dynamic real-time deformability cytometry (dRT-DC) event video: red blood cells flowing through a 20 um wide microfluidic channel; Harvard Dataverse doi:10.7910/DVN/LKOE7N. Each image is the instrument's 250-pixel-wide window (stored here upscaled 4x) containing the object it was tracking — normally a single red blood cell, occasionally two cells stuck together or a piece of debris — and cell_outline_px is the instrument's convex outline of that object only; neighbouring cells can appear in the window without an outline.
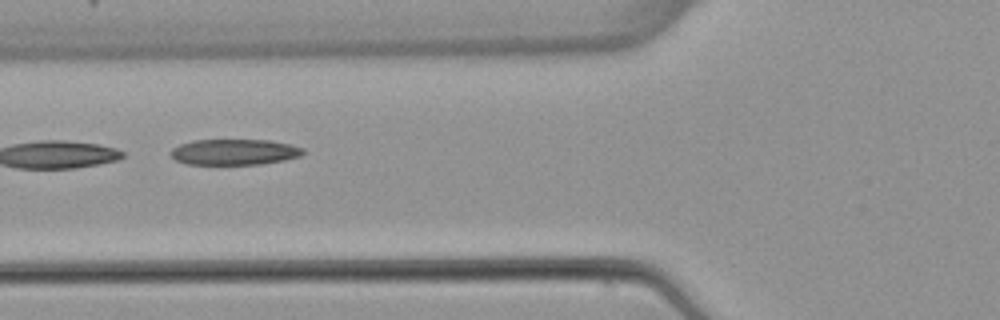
{"species": "common noctule bat (a hibernating species)", "species_latin": "Nyctalus noctula", "temperature_condition": "warm", "stored_images_in_passage": 8, "segment_of_instrument_passage": [2, 2], "camera_frame_rate_fps": 3000, "um_per_image_px": 0.085, "animal": {"sex": "female", "body_mass_g": 22.7, "forearm_length_mm": 54.2}, "frame": {"image": 1, "passage_image": 6, "time_ms": 6.0, "image_size_px": [1000, 320], "cell_outline_px": [[304, 152], [300, 156], [284, 160], [260, 164], [188, 164], [176, 160], [168, 152], [172, 148], [180, 144], [192, 140], [272, 140], [292, 144], [304, 148]], "centroid_in_image_um": [19.93, 12.91], "position_along_channel_um": 105.9, "area_um2": 20.0}}
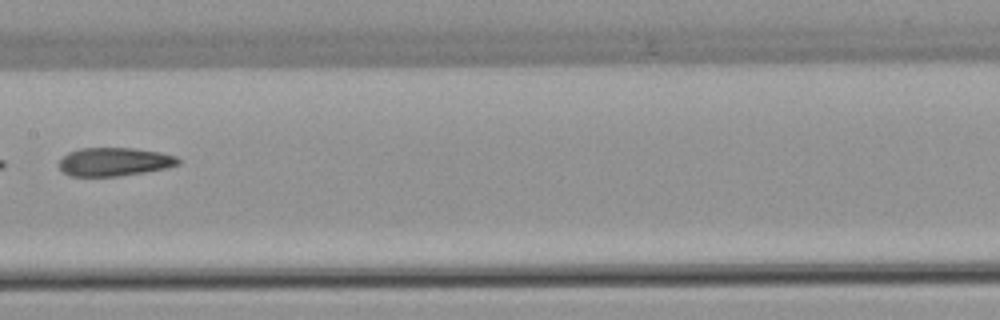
{"frame": {"image": 2, "passage_image": 8, "time_ms": 8.333, "image_size_px": [1000, 320], "cell_outline_px": [[180, 164], [168, 168], [120, 176], [68, 176], [60, 168], [60, 160], [68, 152], [80, 148], [132, 148], [160, 152], [176, 156], [180, 160]], "centroid_in_image_um": [9.74, 13.75], "position_along_channel_um": 197.7, "area_um2": 19.77}}